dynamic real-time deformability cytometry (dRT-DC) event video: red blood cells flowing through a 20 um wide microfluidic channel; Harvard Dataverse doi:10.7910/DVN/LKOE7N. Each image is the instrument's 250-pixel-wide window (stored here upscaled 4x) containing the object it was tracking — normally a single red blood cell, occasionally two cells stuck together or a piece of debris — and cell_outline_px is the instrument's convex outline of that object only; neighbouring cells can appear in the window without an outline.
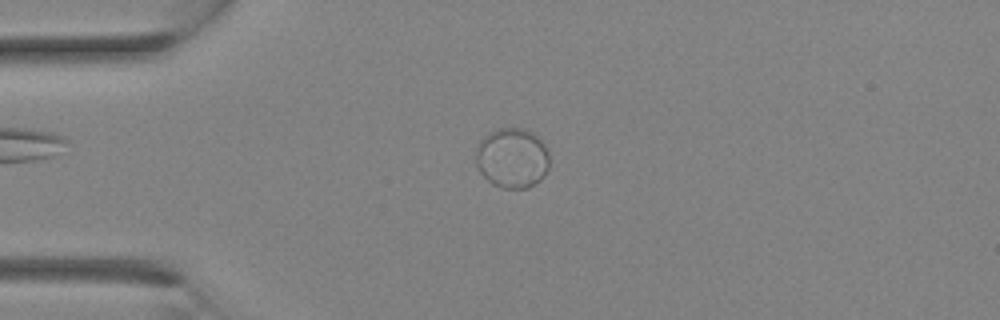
{"species": "Egyptian fruit bat (a non-hibernating species)", "species_latin": "Rousettus aegyptiacus", "temperature_condition": "room temperature", "stored_images_in_passage": 28, "camera_frame_rate_fps": 3000, "um_per_image_px": 0.085, "animal": {"sex": "female"}, "frame": {"image": 1, "passage_image": 7, "time_ms": 2.0, "image_size_px": [1000, 320], "cell_outline_px": [[548, 168], [544, 176], [540, 180], [528, 188], [500, 188], [492, 184], [480, 172], [476, 164], [476, 148], [480, 140], [488, 132], [496, 128], [520, 128], [532, 132], [544, 144], [548, 152]], "centroid_in_image_um": [43.51, 13.43], "position_along_channel_um": 41.5, "area_um2": 25.89}}
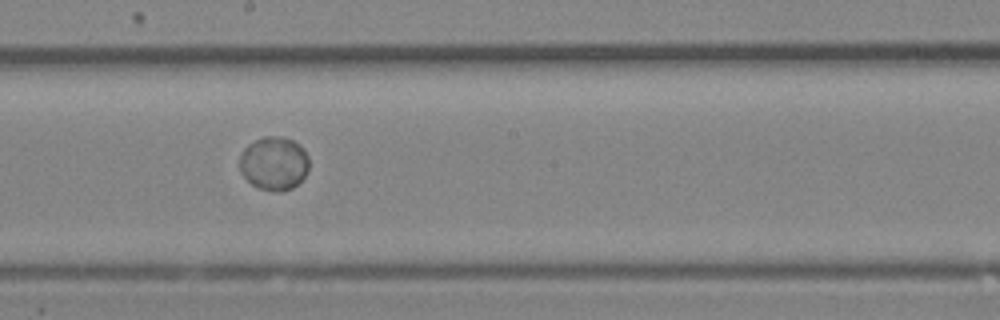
{"frame": {"image": 2, "passage_image": 16, "time_ms": 5.0, "image_size_px": [1000, 320], "cell_outline_px": [[308, 172], [292, 188], [280, 192], [276, 192], [256, 188], [240, 172], [240, 156], [244, 148], [248, 144], [264, 136], [280, 136], [292, 140], [300, 144], [304, 148], [308, 156]], "centroid_in_image_um": [23.29, 13.88], "position_along_channel_um": 224.9, "area_um2": 21.79}}
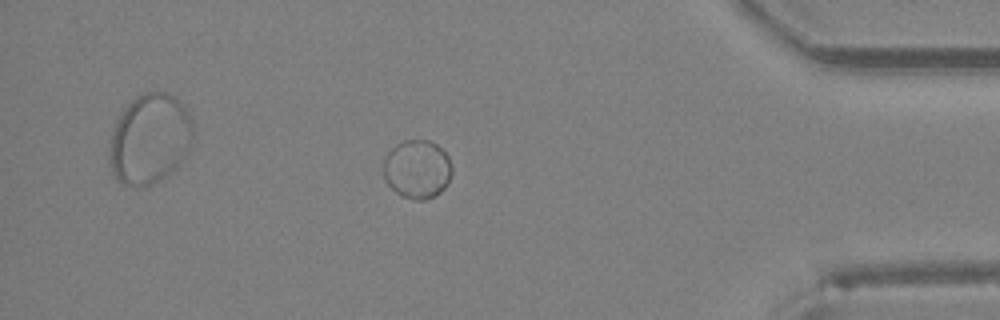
{"frame": {"image": 3, "passage_image": 25, "time_ms": 8.0, "image_size_px": [1000, 320], "cell_outline_px": [[452, 172], [444, 188], [440, 192], [424, 200], [416, 200], [400, 196], [384, 180], [384, 156], [396, 144], [404, 140], [428, 140], [436, 144], [448, 156], [452, 168]], "centroid_in_image_um": [35.44, 14.38], "position_along_channel_um": 399.8, "area_um2": 23.35}}